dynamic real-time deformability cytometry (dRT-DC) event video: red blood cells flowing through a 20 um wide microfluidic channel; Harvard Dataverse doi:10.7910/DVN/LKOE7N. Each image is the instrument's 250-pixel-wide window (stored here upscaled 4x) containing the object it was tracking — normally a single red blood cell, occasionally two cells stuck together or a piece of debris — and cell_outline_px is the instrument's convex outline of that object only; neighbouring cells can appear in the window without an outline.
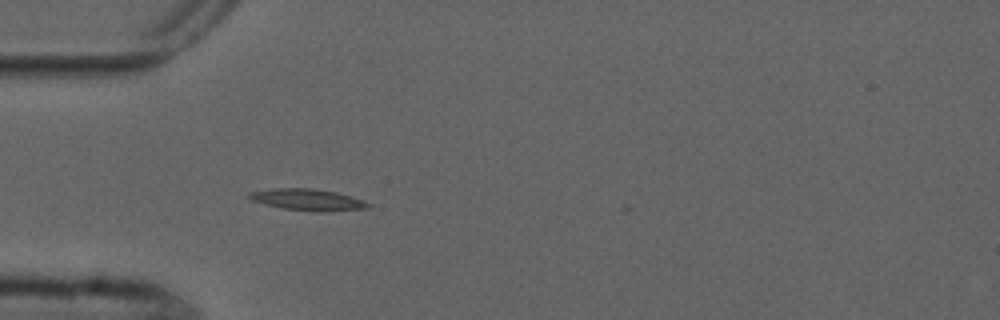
{"species": "common noctule bat (a hibernating species)", "species_latin": "Nyctalus noctula", "temperature_condition": "cold", "stored_images_in_passage": 3, "camera_frame_rate_fps": 3000, "um_per_image_px": 0.085, "animal": {"sex": "male", "forearm_length_mm": 52.5}, "frame": {"image": 1, "passage_image": 3, "time_ms": 3.333, "image_size_px": [1000, 320], "cell_outline_px": [[372, 204], [368, 208], [324, 212], [320, 212], [284, 208], [264, 204], [252, 200], [244, 196], [248, 192], [272, 188], [312, 188], [336, 192]], "centroid_in_image_um": [26.08, 16.97], "position_along_channel_um": 58.9, "area_um2": 14.85}}